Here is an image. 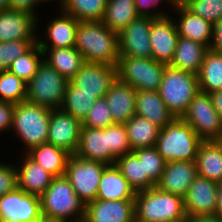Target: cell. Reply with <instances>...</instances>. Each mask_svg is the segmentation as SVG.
<instances>
[{"mask_svg":"<svg viewBox=\"0 0 222 222\" xmlns=\"http://www.w3.org/2000/svg\"><path fill=\"white\" fill-rule=\"evenodd\" d=\"M207 50L204 44L179 37L172 61L168 65L197 75Z\"/></svg>","mask_w":222,"mask_h":222,"instance_id":"cell-28","label":"cell"},{"mask_svg":"<svg viewBox=\"0 0 222 222\" xmlns=\"http://www.w3.org/2000/svg\"><path fill=\"white\" fill-rule=\"evenodd\" d=\"M186 222H222L217 216H194L187 217Z\"/></svg>","mask_w":222,"mask_h":222,"instance_id":"cell-50","label":"cell"},{"mask_svg":"<svg viewBox=\"0 0 222 222\" xmlns=\"http://www.w3.org/2000/svg\"><path fill=\"white\" fill-rule=\"evenodd\" d=\"M135 222L186 221L183 197L154 186L138 191L134 198Z\"/></svg>","mask_w":222,"mask_h":222,"instance_id":"cell-2","label":"cell"},{"mask_svg":"<svg viewBox=\"0 0 222 222\" xmlns=\"http://www.w3.org/2000/svg\"><path fill=\"white\" fill-rule=\"evenodd\" d=\"M132 152L142 161L143 176H147L156 185L165 169L164 158L155 146L138 148Z\"/></svg>","mask_w":222,"mask_h":222,"instance_id":"cell-39","label":"cell"},{"mask_svg":"<svg viewBox=\"0 0 222 222\" xmlns=\"http://www.w3.org/2000/svg\"><path fill=\"white\" fill-rule=\"evenodd\" d=\"M44 61L70 81L85 63L82 54L75 48H41Z\"/></svg>","mask_w":222,"mask_h":222,"instance_id":"cell-29","label":"cell"},{"mask_svg":"<svg viewBox=\"0 0 222 222\" xmlns=\"http://www.w3.org/2000/svg\"><path fill=\"white\" fill-rule=\"evenodd\" d=\"M15 104L0 101V134L10 132L13 124V112ZM5 131V132H4Z\"/></svg>","mask_w":222,"mask_h":222,"instance_id":"cell-46","label":"cell"},{"mask_svg":"<svg viewBox=\"0 0 222 222\" xmlns=\"http://www.w3.org/2000/svg\"><path fill=\"white\" fill-rule=\"evenodd\" d=\"M136 192L114 165H108L101 176L96 199L123 200L134 199Z\"/></svg>","mask_w":222,"mask_h":222,"instance_id":"cell-27","label":"cell"},{"mask_svg":"<svg viewBox=\"0 0 222 222\" xmlns=\"http://www.w3.org/2000/svg\"><path fill=\"white\" fill-rule=\"evenodd\" d=\"M40 214L39 196L16 188L0 197V222H35Z\"/></svg>","mask_w":222,"mask_h":222,"instance_id":"cell-12","label":"cell"},{"mask_svg":"<svg viewBox=\"0 0 222 222\" xmlns=\"http://www.w3.org/2000/svg\"><path fill=\"white\" fill-rule=\"evenodd\" d=\"M26 154L54 177L65 175L71 154L49 143L32 147Z\"/></svg>","mask_w":222,"mask_h":222,"instance_id":"cell-30","label":"cell"},{"mask_svg":"<svg viewBox=\"0 0 222 222\" xmlns=\"http://www.w3.org/2000/svg\"><path fill=\"white\" fill-rule=\"evenodd\" d=\"M174 6L184 5L188 0H169Z\"/></svg>","mask_w":222,"mask_h":222,"instance_id":"cell-53","label":"cell"},{"mask_svg":"<svg viewBox=\"0 0 222 222\" xmlns=\"http://www.w3.org/2000/svg\"><path fill=\"white\" fill-rule=\"evenodd\" d=\"M202 140L182 118L160 129L155 147L166 162L195 161Z\"/></svg>","mask_w":222,"mask_h":222,"instance_id":"cell-4","label":"cell"},{"mask_svg":"<svg viewBox=\"0 0 222 222\" xmlns=\"http://www.w3.org/2000/svg\"><path fill=\"white\" fill-rule=\"evenodd\" d=\"M84 221L135 222L134 199H95L86 205Z\"/></svg>","mask_w":222,"mask_h":222,"instance_id":"cell-19","label":"cell"},{"mask_svg":"<svg viewBox=\"0 0 222 222\" xmlns=\"http://www.w3.org/2000/svg\"><path fill=\"white\" fill-rule=\"evenodd\" d=\"M209 49L222 55V19L212 23V40Z\"/></svg>","mask_w":222,"mask_h":222,"instance_id":"cell-48","label":"cell"},{"mask_svg":"<svg viewBox=\"0 0 222 222\" xmlns=\"http://www.w3.org/2000/svg\"><path fill=\"white\" fill-rule=\"evenodd\" d=\"M27 83L9 70H0V101L18 104L26 101Z\"/></svg>","mask_w":222,"mask_h":222,"instance_id":"cell-38","label":"cell"},{"mask_svg":"<svg viewBox=\"0 0 222 222\" xmlns=\"http://www.w3.org/2000/svg\"><path fill=\"white\" fill-rule=\"evenodd\" d=\"M115 124L107 100L99 98L81 122V127L104 129Z\"/></svg>","mask_w":222,"mask_h":222,"instance_id":"cell-42","label":"cell"},{"mask_svg":"<svg viewBox=\"0 0 222 222\" xmlns=\"http://www.w3.org/2000/svg\"><path fill=\"white\" fill-rule=\"evenodd\" d=\"M58 10L60 11H57V13L60 14L49 20L50 22L47 21L46 30H42L44 33L37 35V43L40 48H69L75 46L76 27L79 21L61 9L58 8Z\"/></svg>","mask_w":222,"mask_h":222,"instance_id":"cell-18","label":"cell"},{"mask_svg":"<svg viewBox=\"0 0 222 222\" xmlns=\"http://www.w3.org/2000/svg\"><path fill=\"white\" fill-rule=\"evenodd\" d=\"M124 125L132 150L155 146L160 127L138 115L131 117Z\"/></svg>","mask_w":222,"mask_h":222,"instance_id":"cell-32","label":"cell"},{"mask_svg":"<svg viewBox=\"0 0 222 222\" xmlns=\"http://www.w3.org/2000/svg\"><path fill=\"white\" fill-rule=\"evenodd\" d=\"M202 141H222V120L209 93L199 91L181 117Z\"/></svg>","mask_w":222,"mask_h":222,"instance_id":"cell-9","label":"cell"},{"mask_svg":"<svg viewBox=\"0 0 222 222\" xmlns=\"http://www.w3.org/2000/svg\"><path fill=\"white\" fill-rule=\"evenodd\" d=\"M38 21L40 20L32 13L11 9L0 10V42L37 39L38 27H41Z\"/></svg>","mask_w":222,"mask_h":222,"instance_id":"cell-17","label":"cell"},{"mask_svg":"<svg viewBox=\"0 0 222 222\" xmlns=\"http://www.w3.org/2000/svg\"><path fill=\"white\" fill-rule=\"evenodd\" d=\"M43 60V51L36 42L26 53L16 58L8 70L28 83Z\"/></svg>","mask_w":222,"mask_h":222,"instance_id":"cell-37","label":"cell"},{"mask_svg":"<svg viewBox=\"0 0 222 222\" xmlns=\"http://www.w3.org/2000/svg\"><path fill=\"white\" fill-rule=\"evenodd\" d=\"M9 0H0V10L8 9Z\"/></svg>","mask_w":222,"mask_h":222,"instance_id":"cell-54","label":"cell"},{"mask_svg":"<svg viewBox=\"0 0 222 222\" xmlns=\"http://www.w3.org/2000/svg\"><path fill=\"white\" fill-rule=\"evenodd\" d=\"M184 6L210 23L222 19V0H188Z\"/></svg>","mask_w":222,"mask_h":222,"instance_id":"cell-43","label":"cell"},{"mask_svg":"<svg viewBox=\"0 0 222 222\" xmlns=\"http://www.w3.org/2000/svg\"><path fill=\"white\" fill-rule=\"evenodd\" d=\"M199 91L196 74L166 65L158 92L175 117L183 116Z\"/></svg>","mask_w":222,"mask_h":222,"instance_id":"cell-6","label":"cell"},{"mask_svg":"<svg viewBox=\"0 0 222 222\" xmlns=\"http://www.w3.org/2000/svg\"><path fill=\"white\" fill-rule=\"evenodd\" d=\"M174 17L154 18L150 26L152 58L167 65L172 61L179 39Z\"/></svg>","mask_w":222,"mask_h":222,"instance_id":"cell-16","label":"cell"},{"mask_svg":"<svg viewBox=\"0 0 222 222\" xmlns=\"http://www.w3.org/2000/svg\"><path fill=\"white\" fill-rule=\"evenodd\" d=\"M37 39H20L0 42V70H8L12 62L26 53Z\"/></svg>","mask_w":222,"mask_h":222,"instance_id":"cell-41","label":"cell"},{"mask_svg":"<svg viewBox=\"0 0 222 222\" xmlns=\"http://www.w3.org/2000/svg\"><path fill=\"white\" fill-rule=\"evenodd\" d=\"M217 205H216V214L218 218L222 220V182L217 184Z\"/></svg>","mask_w":222,"mask_h":222,"instance_id":"cell-51","label":"cell"},{"mask_svg":"<svg viewBox=\"0 0 222 222\" xmlns=\"http://www.w3.org/2000/svg\"><path fill=\"white\" fill-rule=\"evenodd\" d=\"M96 100V94L81 92L69 81L61 109L82 122Z\"/></svg>","mask_w":222,"mask_h":222,"instance_id":"cell-36","label":"cell"},{"mask_svg":"<svg viewBox=\"0 0 222 222\" xmlns=\"http://www.w3.org/2000/svg\"><path fill=\"white\" fill-rule=\"evenodd\" d=\"M115 166L135 192L156 186L147 176H143L142 161L133 152L117 158Z\"/></svg>","mask_w":222,"mask_h":222,"instance_id":"cell-34","label":"cell"},{"mask_svg":"<svg viewBox=\"0 0 222 222\" xmlns=\"http://www.w3.org/2000/svg\"><path fill=\"white\" fill-rule=\"evenodd\" d=\"M46 1H49V2H54V4H56V6L58 7V5H60V3L63 1V0H46ZM57 1V2H56ZM58 4V5H57Z\"/></svg>","mask_w":222,"mask_h":222,"instance_id":"cell-55","label":"cell"},{"mask_svg":"<svg viewBox=\"0 0 222 222\" xmlns=\"http://www.w3.org/2000/svg\"><path fill=\"white\" fill-rule=\"evenodd\" d=\"M80 130L81 122L78 119L62 109H52L47 143L73 155L78 148Z\"/></svg>","mask_w":222,"mask_h":222,"instance_id":"cell-14","label":"cell"},{"mask_svg":"<svg viewBox=\"0 0 222 222\" xmlns=\"http://www.w3.org/2000/svg\"><path fill=\"white\" fill-rule=\"evenodd\" d=\"M217 184L199 175L194 179L183 197L187 217L215 216Z\"/></svg>","mask_w":222,"mask_h":222,"instance_id":"cell-15","label":"cell"},{"mask_svg":"<svg viewBox=\"0 0 222 222\" xmlns=\"http://www.w3.org/2000/svg\"><path fill=\"white\" fill-rule=\"evenodd\" d=\"M23 155V157H22ZM22 162L16 165L17 188L26 194L41 196L49 187L54 176L37 164L26 153L21 154Z\"/></svg>","mask_w":222,"mask_h":222,"instance_id":"cell-22","label":"cell"},{"mask_svg":"<svg viewBox=\"0 0 222 222\" xmlns=\"http://www.w3.org/2000/svg\"><path fill=\"white\" fill-rule=\"evenodd\" d=\"M210 96L213 102V107L222 120V90L214 91L210 93Z\"/></svg>","mask_w":222,"mask_h":222,"instance_id":"cell-49","label":"cell"},{"mask_svg":"<svg viewBox=\"0 0 222 222\" xmlns=\"http://www.w3.org/2000/svg\"><path fill=\"white\" fill-rule=\"evenodd\" d=\"M51 110L27 101L15 104L11 132L16 139H20L19 143L22 142L24 153L47 143Z\"/></svg>","mask_w":222,"mask_h":222,"instance_id":"cell-3","label":"cell"},{"mask_svg":"<svg viewBox=\"0 0 222 222\" xmlns=\"http://www.w3.org/2000/svg\"><path fill=\"white\" fill-rule=\"evenodd\" d=\"M75 155L81 159L101 161L112 165V152L108 148L107 127L104 129L81 127Z\"/></svg>","mask_w":222,"mask_h":222,"instance_id":"cell-21","label":"cell"},{"mask_svg":"<svg viewBox=\"0 0 222 222\" xmlns=\"http://www.w3.org/2000/svg\"><path fill=\"white\" fill-rule=\"evenodd\" d=\"M105 99L115 123L125 124L135 115L136 89L118 78L111 84Z\"/></svg>","mask_w":222,"mask_h":222,"instance_id":"cell-23","label":"cell"},{"mask_svg":"<svg viewBox=\"0 0 222 222\" xmlns=\"http://www.w3.org/2000/svg\"><path fill=\"white\" fill-rule=\"evenodd\" d=\"M166 65L153 58L119 56L117 78L136 90L158 91Z\"/></svg>","mask_w":222,"mask_h":222,"instance_id":"cell-8","label":"cell"},{"mask_svg":"<svg viewBox=\"0 0 222 222\" xmlns=\"http://www.w3.org/2000/svg\"><path fill=\"white\" fill-rule=\"evenodd\" d=\"M173 13L178 15L174 19L179 37L194 40L209 49L212 40V23L193 14L184 5L175 6Z\"/></svg>","mask_w":222,"mask_h":222,"instance_id":"cell-24","label":"cell"},{"mask_svg":"<svg viewBox=\"0 0 222 222\" xmlns=\"http://www.w3.org/2000/svg\"><path fill=\"white\" fill-rule=\"evenodd\" d=\"M135 115L146 118L161 129L176 118L158 91L136 90Z\"/></svg>","mask_w":222,"mask_h":222,"instance_id":"cell-25","label":"cell"},{"mask_svg":"<svg viewBox=\"0 0 222 222\" xmlns=\"http://www.w3.org/2000/svg\"><path fill=\"white\" fill-rule=\"evenodd\" d=\"M107 166L101 161L85 160L75 154L70 155L64 176L70 181L85 206L96 199L100 179Z\"/></svg>","mask_w":222,"mask_h":222,"instance_id":"cell-10","label":"cell"},{"mask_svg":"<svg viewBox=\"0 0 222 222\" xmlns=\"http://www.w3.org/2000/svg\"><path fill=\"white\" fill-rule=\"evenodd\" d=\"M107 0H63L59 9L78 21H101Z\"/></svg>","mask_w":222,"mask_h":222,"instance_id":"cell-35","label":"cell"},{"mask_svg":"<svg viewBox=\"0 0 222 222\" xmlns=\"http://www.w3.org/2000/svg\"><path fill=\"white\" fill-rule=\"evenodd\" d=\"M197 176L195 161L166 162L164 172L156 187L162 191L184 197Z\"/></svg>","mask_w":222,"mask_h":222,"instance_id":"cell-20","label":"cell"},{"mask_svg":"<svg viewBox=\"0 0 222 222\" xmlns=\"http://www.w3.org/2000/svg\"><path fill=\"white\" fill-rule=\"evenodd\" d=\"M35 222H69V221L62 218L48 216L41 213L39 218Z\"/></svg>","mask_w":222,"mask_h":222,"instance_id":"cell-52","label":"cell"},{"mask_svg":"<svg viewBox=\"0 0 222 222\" xmlns=\"http://www.w3.org/2000/svg\"><path fill=\"white\" fill-rule=\"evenodd\" d=\"M68 80L44 60L27 83L26 101L50 109H61Z\"/></svg>","mask_w":222,"mask_h":222,"instance_id":"cell-7","label":"cell"},{"mask_svg":"<svg viewBox=\"0 0 222 222\" xmlns=\"http://www.w3.org/2000/svg\"><path fill=\"white\" fill-rule=\"evenodd\" d=\"M39 198L42 214L69 222H78L85 218L86 206L65 176L54 177Z\"/></svg>","mask_w":222,"mask_h":222,"instance_id":"cell-5","label":"cell"},{"mask_svg":"<svg viewBox=\"0 0 222 222\" xmlns=\"http://www.w3.org/2000/svg\"><path fill=\"white\" fill-rule=\"evenodd\" d=\"M107 141L108 148L112 152V165L115 164L117 158L133 151L124 124L115 123L108 126Z\"/></svg>","mask_w":222,"mask_h":222,"instance_id":"cell-40","label":"cell"},{"mask_svg":"<svg viewBox=\"0 0 222 222\" xmlns=\"http://www.w3.org/2000/svg\"><path fill=\"white\" fill-rule=\"evenodd\" d=\"M197 77L201 92L210 94L222 90V55L208 49Z\"/></svg>","mask_w":222,"mask_h":222,"instance_id":"cell-33","label":"cell"},{"mask_svg":"<svg viewBox=\"0 0 222 222\" xmlns=\"http://www.w3.org/2000/svg\"><path fill=\"white\" fill-rule=\"evenodd\" d=\"M138 16L134 0H107L101 22L112 31L119 33Z\"/></svg>","mask_w":222,"mask_h":222,"instance_id":"cell-31","label":"cell"},{"mask_svg":"<svg viewBox=\"0 0 222 222\" xmlns=\"http://www.w3.org/2000/svg\"><path fill=\"white\" fill-rule=\"evenodd\" d=\"M153 19L138 16L118 33L119 56L152 58L150 26Z\"/></svg>","mask_w":222,"mask_h":222,"instance_id":"cell-11","label":"cell"},{"mask_svg":"<svg viewBox=\"0 0 222 222\" xmlns=\"http://www.w3.org/2000/svg\"><path fill=\"white\" fill-rule=\"evenodd\" d=\"M116 78V66L85 62L70 82L81 92L96 94V99H99L105 97Z\"/></svg>","mask_w":222,"mask_h":222,"instance_id":"cell-13","label":"cell"},{"mask_svg":"<svg viewBox=\"0 0 222 222\" xmlns=\"http://www.w3.org/2000/svg\"><path fill=\"white\" fill-rule=\"evenodd\" d=\"M135 1V8L137 11V14L139 16H149L152 18H160L163 16H168L169 13L166 12L164 10H160V4H164L165 1V5L169 4L168 7H170L171 10H173L175 8V6L169 1V0H134ZM157 7H159L157 9ZM154 8V9H153Z\"/></svg>","mask_w":222,"mask_h":222,"instance_id":"cell-44","label":"cell"},{"mask_svg":"<svg viewBox=\"0 0 222 222\" xmlns=\"http://www.w3.org/2000/svg\"><path fill=\"white\" fill-rule=\"evenodd\" d=\"M43 2L47 3L46 0H9L8 9L32 13L37 18H39V12L36 11V8L38 7V5L41 6Z\"/></svg>","mask_w":222,"mask_h":222,"instance_id":"cell-47","label":"cell"},{"mask_svg":"<svg viewBox=\"0 0 222 222\" xmlns=\"http://www.w3.org/2000/svg\"><path fill=\"white\" fill-rule=\"evenodd\" d=\"M195 163L199 176L222 182V141H202Z\"/></svg>","mask_w":222,"mask_h":222,"instance_id":"cell-26","label":"cell"},{"mask_svg":"<svg viewBox=\"0 0 222 222\" xmlns=\"http://www.w3.org/2000/svg\"><path fill=\"white\" fill-rule=\"evenodd\" d=\"M16 164L0 162V197L17 188Z\"/></svg>","mask_w":222,"mask_h":222,"instance_id":"cell-45","label":"cell"},{"mask_svg":"<svg viewBox=\"0 0 222 222\" xmlns=\"http://www.w3.org/2000/svg\"><path fill=\"white\" fill-rule=\"evenodd\" d=\"M85 62L117 66L119 59L118 33L101 21H79L74 46Z\"/></svg>","mask_w":222,"mask_h":222,"instance_id":"cell-1","label":"cell"}]
</instances>
